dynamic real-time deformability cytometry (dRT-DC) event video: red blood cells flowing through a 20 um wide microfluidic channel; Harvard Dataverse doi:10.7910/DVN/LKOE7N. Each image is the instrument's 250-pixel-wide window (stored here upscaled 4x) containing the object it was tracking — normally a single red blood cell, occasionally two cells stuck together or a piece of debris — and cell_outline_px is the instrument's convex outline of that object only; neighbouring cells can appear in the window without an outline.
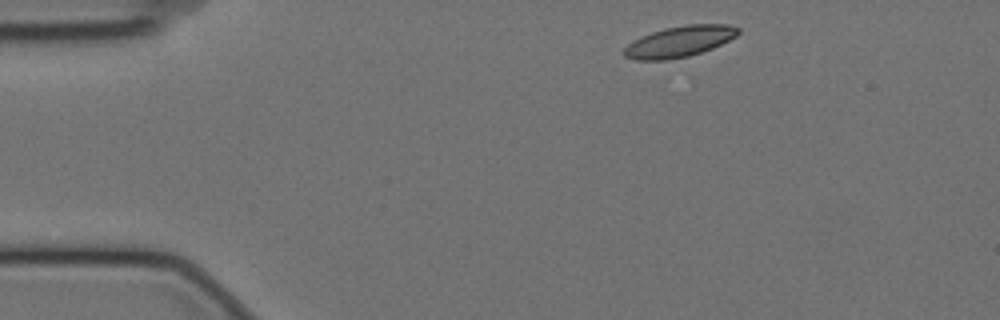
{"species": "Egyptian fruit bat (a non-hibernating species)", "species_latin": "Rousettus aegyptiacus", "temperature_condition": "cold", "stored_images_in_passage": 41, "camera_frame_rate_fps": 3000, "um_per_image_px": 0.085, "animal": {"sex": "female"}, "frame": {"image": 1, "passage_image": 1, "time_ms": 0.0, "image_size_px": [1000, 320], "cell_outline_px": [[740, 32], [736, 36], [712, 48], [688, 56], [668, 60], [636, 60], [624, 56], [624, 48], [632, 40], [640, 36], [664, 28], [684, 24], [728, 24], [740, 28]], "centroid_in_image_um": [57.73, 3.52], "position_along_channel_um": 27.3, "area_um2": 20.63}}
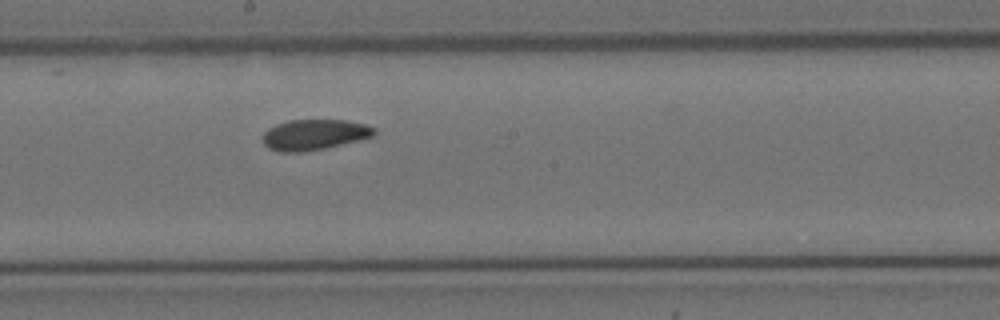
{"frame": {"image": 2, "passage_image": 23, "time_ms": 7.333, "image_size_px": [1000, 320], "cell_outline_px": [[376, 132], [372, 136], [360, 140], [324, 148], [300, 152], [280, 152], [268, 148], [264, 144], [264, 132], [268, 128], [276, 124], [288, 120], [348, 120], [364, 124], [376, 128]], "centroid_in_image_um": [26.71, 11.44], "position_along_channel_um": 221.5, "area_um2": 19.83}}
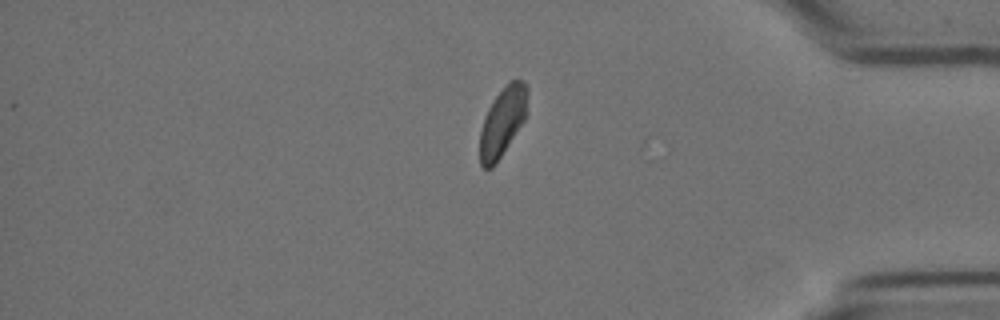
{"frame": {"image": 3, "passage_image": 40, "time_ms": 13.0, "image_size_px": [1000, 320], "cell_outline_px": [[528, 96], [524, 120], [496, 164], [492, 168], [484, 168], [480, 164], [480, 132], [484, 116], [492, 100], [512, 80], [524, 80], [528, 88]], "centroid_in_image_um": [42.71, 10.36], "position_along_channel_um": 392.5, "area_um2": 18.96}, "authors_computed_cell_mechanics": {"area_um2": 20.4034, "velocity_mm_per_s": 3.4863, "shape_relaxation_time_tau1_ms": null, "shape_relaxation_time_tau2_ms": 7.3364, "deformation_change_tau1": null, "deformation_change_tau2": 0.1017}}